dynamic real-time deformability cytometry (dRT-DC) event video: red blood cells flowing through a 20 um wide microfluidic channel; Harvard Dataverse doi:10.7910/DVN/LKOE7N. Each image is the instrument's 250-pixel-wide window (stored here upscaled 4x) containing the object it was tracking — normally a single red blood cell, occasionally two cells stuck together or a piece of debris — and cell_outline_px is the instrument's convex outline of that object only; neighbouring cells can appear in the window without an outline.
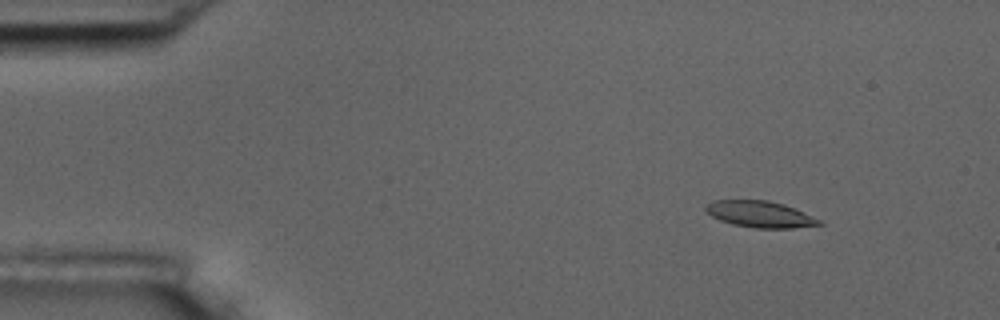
{"species": "common noctule bat (a hibernating species)", "species_latin": "Nyctalus noctula", "temperature_condition": "room temperature", "stored_images_in_passage": 57, "camera_frame_rate_fps": 3000, "um_per_image_px": 0.085, "animal": {"sex": "male", "body_mass_g": 17.5, "forearm_length_mm": 52.3}, "frame": {"image": 1, "passage_image": 7, "time_ms": 2.0, "image_size_px": [1000, 320], "cell_outline_px": [[824, 224], [792, 228], [756, 228], [732, 224], [720, 220], [712, 216], [704, 208], [712, 200], [768, 200], [784, 204], [820, 220]], "centroid_in_image_um": [64.58, 18.21], "position_along_channel_um": 20.4, "area_um2": 17.22}}
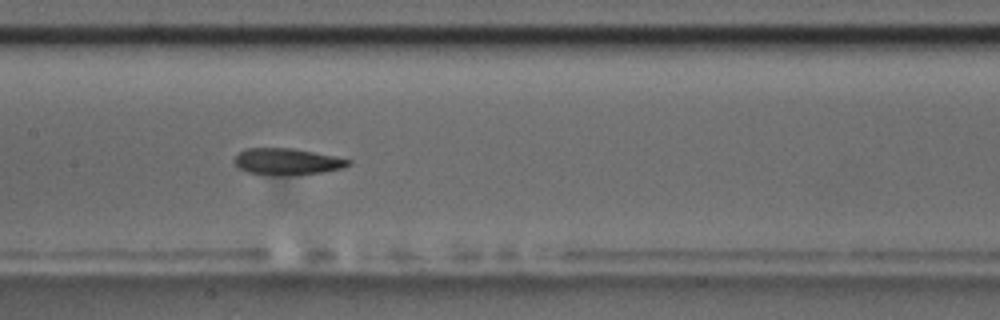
{"frame": {"image": 2, "passage_image": 28, "time_ms": 9.0, "image_size_px": [1000, 320], "cell_outline_px": [[352, 164], [344, 168], [324, 172], [248, 172], [240, 168], [232, 160], [244, 148], [296, 148], [352, 160]], "centroid_in_image_um": [24.45, 13.66], "position_along_channel_um": 182.9, "area_um2": 16.65}}
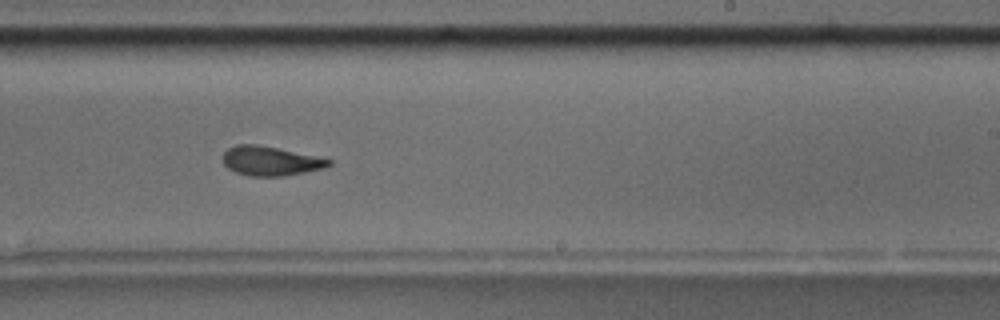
{"frame": {"image": 3, "passage_image": 35, "time_ms": 11.333, "image_size_px": [1000, 320], "cell_outline_px": [[332, 164], [324, 168], [284, 176], [252, 176], [236, 172], [228, 168], [224, 164], [224, 152], [228, 148], [236, 144], [256, 144], [276, 148], [332, 160]], "centroid_in_image_um": [22.97, 13.68], "position_along_channel_um": 266.0, "area_um2": 17.74}, "authors_computed_cell_mechanics": {"area_um2": 18.2648, "velocity_mm_per_s": 3.5721, "shape_relaxation_time_tau1_ms": 5.8275, "shape_relaxation_time_tau2_ms": 1.4832, "deformation_change_tau1": 0.1936, "deformation_change_tau2": 0.0729}}